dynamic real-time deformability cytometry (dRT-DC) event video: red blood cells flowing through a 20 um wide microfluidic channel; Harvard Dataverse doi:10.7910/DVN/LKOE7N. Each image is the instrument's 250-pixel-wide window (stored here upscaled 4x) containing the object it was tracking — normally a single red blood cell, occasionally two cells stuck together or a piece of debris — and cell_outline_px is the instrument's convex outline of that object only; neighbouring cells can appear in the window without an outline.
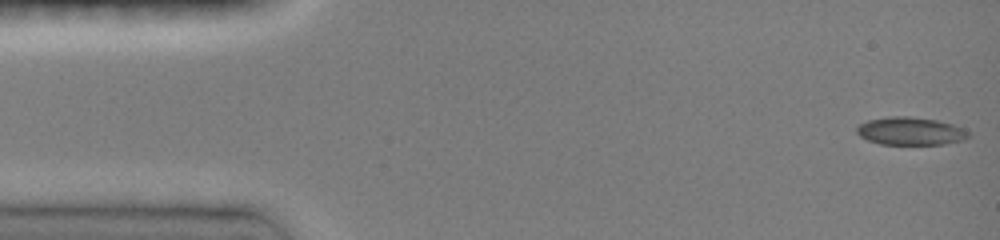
{"species": "common noctule bat (a hibernating species)", "species_latin": "Nyctalus noctula", "temperature_condition": "room temperature", "stored_images_in_passage": 6, "camera_frame_rate_fps": 3000, "um_per_image_px": 0.085, "animal": {"sex": "female", "body_mass_g": 19.0, "forearm_length_mm": 51.5}, "frame": {"image": 1, "passage_image": 1, "time_ms": 0.0, "image_size_px": [1000, 240], "cell_outline_px": [[968, 136], [964, 140], [944, 144], [880, 144], [868, 140], [860, 136], [856, 132], [856, 128], [860, 124], [868, 120], [888, 116], [912, 116], [936, 120], [952, 124], [968, 132]], "centroid_in_image_um": [77.35, 11.14], "position_along_channel_um": 7.7, "area_um2": 18.03}}
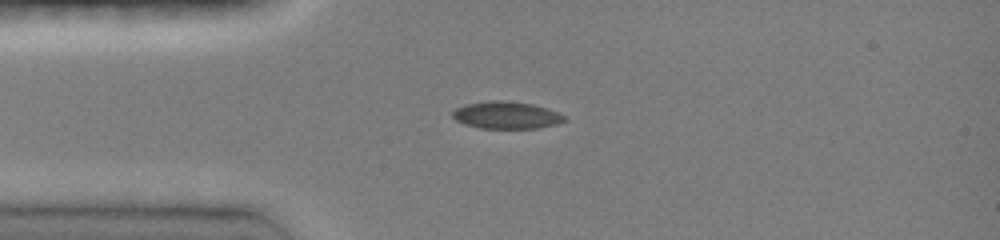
{"frame": {"image": 2, "passage_image": 6, "time_ms": 3.333, "image_size_px": [1000, 240], "cell_outline_px": [[568, 120], [556, 124], [540, 128], [480, 128], [464, 124], [456, 120], [452, 116], [452, 112], [456, 108], [464, 104], [492, 100], [504, 100], [532, 104], [548, 108], [564, 116]], "centroid_in_image_um": [43.04, 9.78], "position_along_channel_um": 42.0, "area_um2": 17.8}}